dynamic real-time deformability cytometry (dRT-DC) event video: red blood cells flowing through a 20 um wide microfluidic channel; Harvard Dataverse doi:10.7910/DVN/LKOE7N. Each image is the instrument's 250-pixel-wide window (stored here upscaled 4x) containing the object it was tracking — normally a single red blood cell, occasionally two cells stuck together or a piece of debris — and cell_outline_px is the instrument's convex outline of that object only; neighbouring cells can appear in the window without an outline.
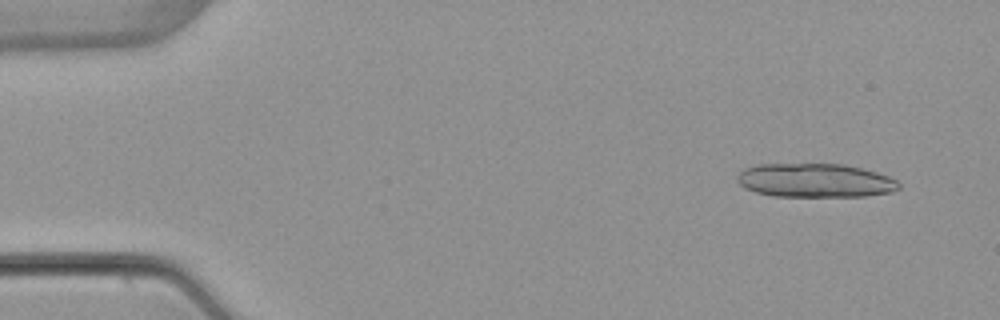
{"species": "common noctule bat (a hibernating species)", "species_latin": "Nyctalus noctula", "temperature_condition": "warm", "stored_images_in_passage": 4, "camera_frame_rate_fps": 3000, "um_per_image_px": 0.085, "animal": {"sex": "female", "body_mass_g": 22.7, "forearm_length_mm": 54.2}, "frame": {"image": 1, "passage_image": 1, "time_ms": 0.0, "image_size_px": [1000, 320], "cell_outline_px": [[900, 188], [892, 192], [864, 196], [772, 196], [756, 192], [744, 188], [736, 180], [736, 176], [744, 168], [756, 164], [844, 164], [876, 172], [888, 176], [896, 180], [900, 184]], "centroid_in_image_um": [69.26, 15.34], "position_along_channel_um": 15.7, "area_um2": 31.96}}